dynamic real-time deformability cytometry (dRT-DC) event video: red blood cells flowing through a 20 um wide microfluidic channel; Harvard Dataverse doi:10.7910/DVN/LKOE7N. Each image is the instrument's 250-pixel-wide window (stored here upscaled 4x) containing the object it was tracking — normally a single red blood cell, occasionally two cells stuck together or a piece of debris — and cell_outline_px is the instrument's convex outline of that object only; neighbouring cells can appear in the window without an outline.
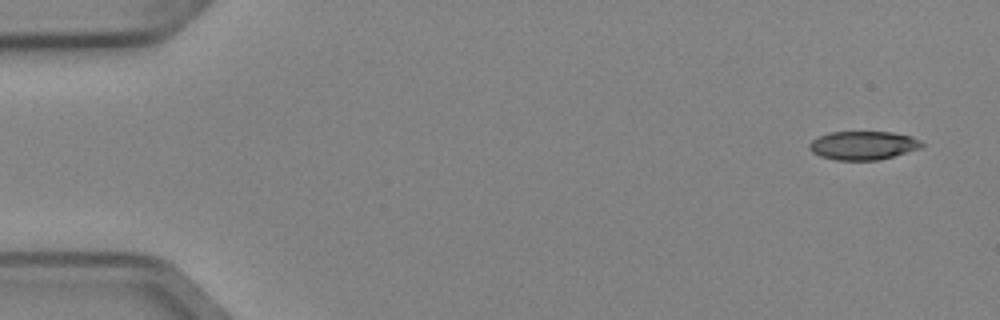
{"species": "Egyptian fruit bat (a non-hibernating species)", "species_latin": "Rousettus aegyptiacus", "temperature_condition": "cold", "stored_images_in_passage": 5, "camera_frame_rate_fps": 3000, "um_per_image_px": 0.085, "animal": {"sex": "female"}, "frame": {"image": 1, "passage_image": 1, "time_ms": 0.0, "image_size_px": [1000, 320], "cell_outline_px": [[924, 144], [920, 148], [880, 160], [836, 160], [820, 156], [812, 152], [808, 148], [808, 144], [812, 140], [828, 132], [892, 132], [912, 136], [920, 140]], "centroid_in_image_um": [73.35, 12.36], "position_along_channel_um": 11.6, "area_um2": 18.79}}
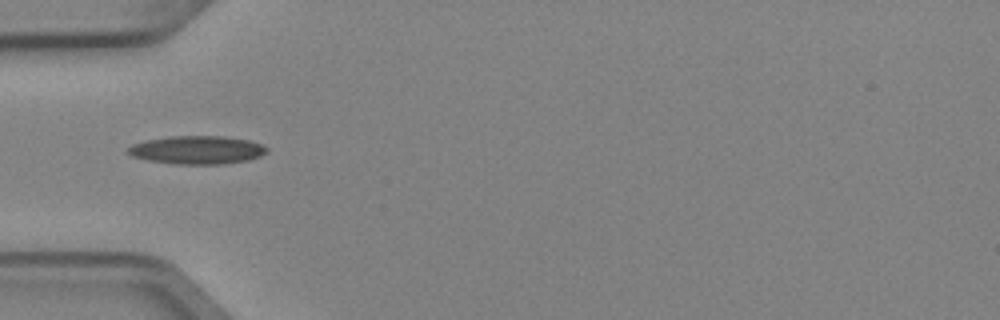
{"frame": {"image": 2, "passage_image": 4, "time_ms": 1.0, "image_size_px": [1000, 320], "cell_outline_px": [[268, 152], [260, 156], [248, 160], [224, 164], [176, 164], [148, 160], [132, 156], [124, 152], [124, 148], [132, 144], [144, 140], [168, 136], [224, 136], [248, 140], [260, 144], [268, 148]], "centroid_in_image_um": [16.69, 12.74], "position_along_channel_um": 68.3, "area_um2": 23.12}}
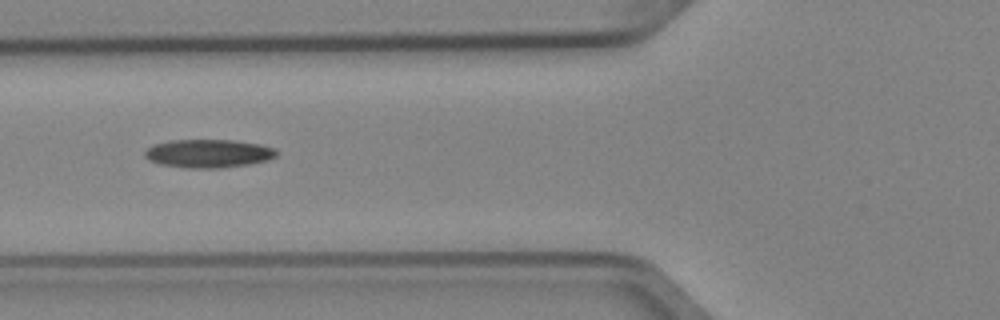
{"frame": {"image": 3, "passage_image": 5, "time_ms": 1.333, "image_size_px": [1000, 320], "cell_outline_px": [[276, 156], [268, 160], [248, 164], [220, 168], [188, 168], [160, 164], [148, 160], [144, 156], [144, 152], [152, 144], [172, 140], [232, 140], [260, 144], [272, 148], [276, 152]], "centroid_in_image_um": [17.67, 13.04], "position_along_channel_um": 108.1, "area_um2": 21.68}}